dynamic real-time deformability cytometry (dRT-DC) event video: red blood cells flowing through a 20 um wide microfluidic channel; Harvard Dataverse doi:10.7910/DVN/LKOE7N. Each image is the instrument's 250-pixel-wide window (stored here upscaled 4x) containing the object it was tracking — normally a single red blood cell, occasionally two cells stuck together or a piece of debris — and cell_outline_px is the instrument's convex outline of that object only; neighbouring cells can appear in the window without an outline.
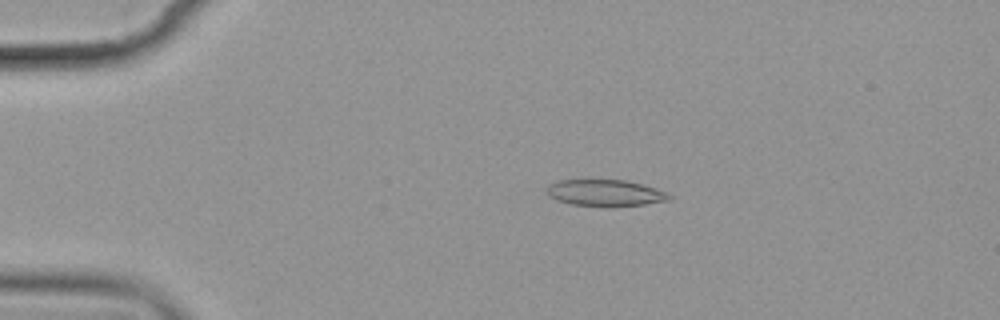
{"species": "common noctule bat (a hibernating species)", "species_latin": "Nyctalus noctula", "temperature_condition": "cold", "stored_images_in_passage": 9, "camera_frame_rate_fps": 3000, "um_per_image_px": 0.085, "animal": {"sex": "female", "body_mass_g": 19.9}, "frame": {"image": 1, "passage_image": 1, "time_ms": 0.0, "image_size_px": [1000, 320], "cell_outline_px": [[676, 196], [668, 200], [644, 204], [612, 208], [604, 208], [568, 204], [556, 200], [548, 196], [548, 184], [556, 180], [624, 180], [644, 184], [668, 192]], "centroid_in_image_um": [51.47, 16.42], "position_along_channel_um": 33.5, "area_um2": 19.59}}
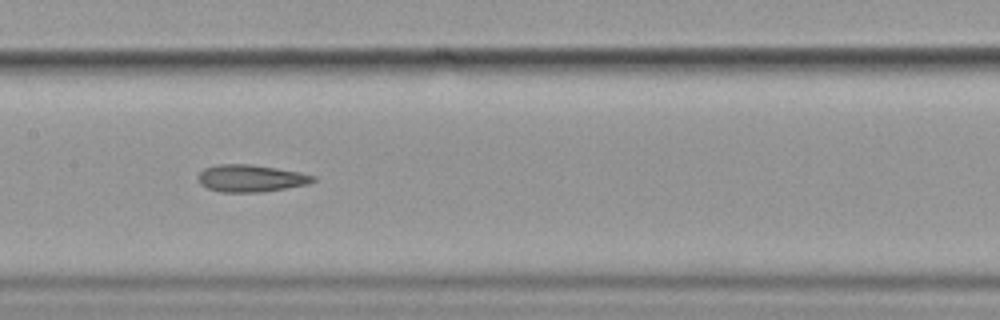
{"frame": {"image": 2, "passage_image": 6, "time_ms": 5.667, "image_size_px": [1000, 320], "cell_outline_px": [[316, 180], [308, 184], [260, 192], [220, 192], [208, 188], [200, 184], [196, 176], [204, 168], [216, 164], [252, 164], [300, 172], [316, 176]], "centroid_in_image_um": [21.29, 15.14], "position_along_channel_um": 186.1, "area_um2": 18.26}}
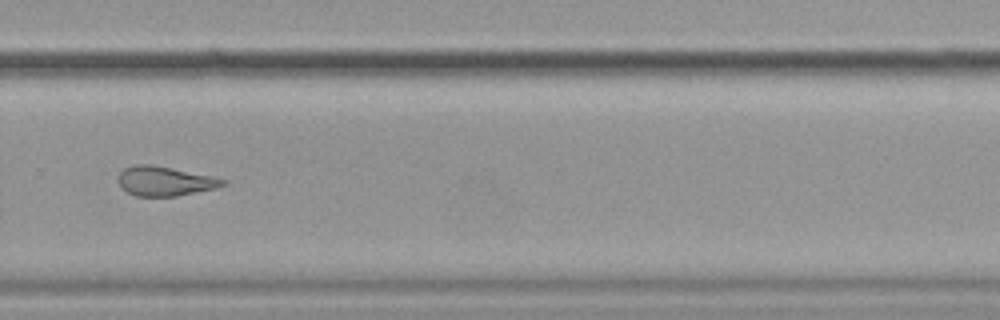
{"frame": {"image": 3, "passage_image": 9, "time_ms": 9.333, "image_size_px": [1000, 320], "cell_outline_px": [[228, 184], [216, 188], [176, 196], [136, 196], [120, 188], [116, 180], [120, 172], [124, 168], [136, 164], [152, 164], [212, 176], [228, 180]], "centroid_in_image_um": [13.99, 15.39], "position_along_channel_um": 315.8, "area_um2": 18.15}}